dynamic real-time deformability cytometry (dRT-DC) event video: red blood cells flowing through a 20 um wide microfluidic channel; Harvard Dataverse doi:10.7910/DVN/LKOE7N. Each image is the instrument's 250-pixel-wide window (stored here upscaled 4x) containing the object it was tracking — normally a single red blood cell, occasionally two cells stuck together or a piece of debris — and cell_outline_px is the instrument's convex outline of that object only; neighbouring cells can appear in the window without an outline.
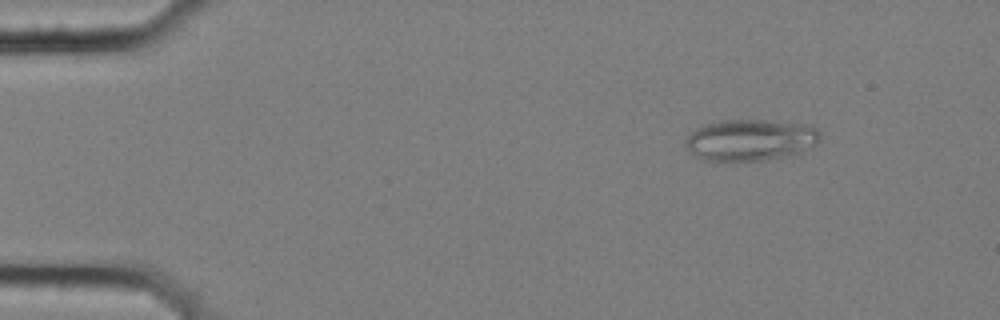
{"species": "common noctule bat (a hibernating species)", "species_latin": "Nyctalus noctula", "temperature_condition": "cold", "stored_images_in_passage": 3, "camera_frame_rate_fps": 3000, "um_per_image_px": 0.085, "animal": {"sex": "female", "body_mass_g": 25.1}, "frame": {"image": 1, "passage_image": 1, "time_ms": 0.0, "image_size_px": [1000, 320], "cell_outline_px": [[820, 140], [812, 148], [800, 156], [764, 160], [700, 160], [692, 156], [688, 152], [684, 144], [684, 140], [696, 128], [704, 124], [720, 120], [764, 120], [812, 124], [820, 132]], "centroid_in_image_um": [63.84, 11.91], "position_along_channel_um": 21.2, "area_um2": 33.58}}